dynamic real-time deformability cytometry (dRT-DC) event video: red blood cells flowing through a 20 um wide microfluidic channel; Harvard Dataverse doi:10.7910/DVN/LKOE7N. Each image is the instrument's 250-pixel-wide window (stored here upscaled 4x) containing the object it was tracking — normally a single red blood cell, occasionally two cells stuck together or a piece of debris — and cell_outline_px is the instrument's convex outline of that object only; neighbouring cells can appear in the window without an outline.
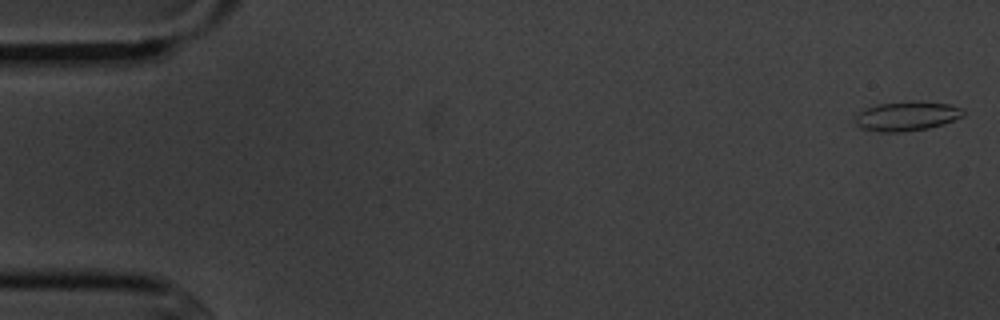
{"species": "common noctule bat (a hibernating species)", "species_latin": "Nyctalus noctula", "temperature_condition": "cold", "stored_images_in_passage": 5, "camera_frame_rate_fps": 3000, "um_per_image_px": 0.085, "animal": {"sex": "male", "body_mass_g": 20.1, "forearm_length_mm": 53.5}, "frame": {"image": 1, "passage_image": 1, "time_ms": 0.0, "image_size_px": [1000, 320], "cell_outline_px": [[964, 116], [944, 124], [928, 128], [900, 132], [880, 132], [860, 128], [856, 124], [856, 116], [860, 112], [868, 108], [880, 104], [916, 100], [948, 104], [964, 108]], "centroid_in_image_um": [77.13, 9.87], "position_along_channel_um": 7.9, "area_um2": 18.5}}